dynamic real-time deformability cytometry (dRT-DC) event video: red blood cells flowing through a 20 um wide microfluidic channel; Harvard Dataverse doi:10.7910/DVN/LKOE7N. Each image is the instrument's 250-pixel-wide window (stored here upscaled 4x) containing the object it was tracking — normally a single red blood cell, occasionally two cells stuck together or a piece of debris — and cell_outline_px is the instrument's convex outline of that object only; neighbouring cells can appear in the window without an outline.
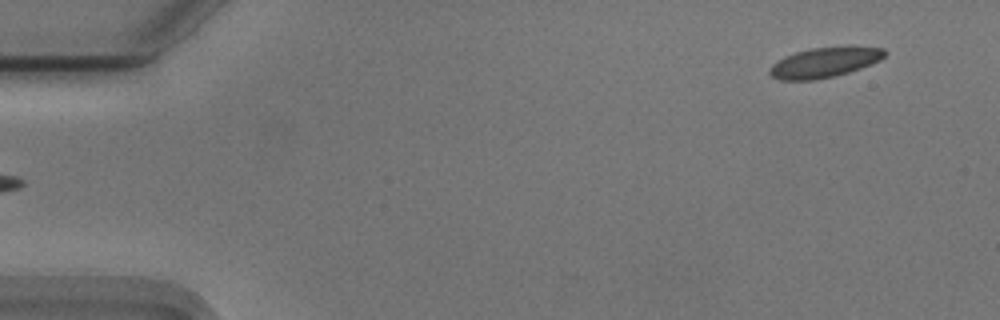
{"species": "Egyptian fruit bat (a non-hibernating species)", "species_latin": "Rousettus aegyptiacus", "temperature_condition": "cold", "stored_images_in_passage": 52, "camera_frame_rate_fps": 3000, "um_per_image_px": 0.085, "animal": {"sex": "male"}, "frame": {"image": 1, "passage_image": 1, "time_ms": 0.0, "image_size_px": [1000, 320], "cell_outline_px": [[888, 52], [880, 60], [872, 64], [848, 72], [816, 80], [780, 80], [772, 76], [768, 72], [768, 68], [772, 64], [796, 52], [812, 48], [884, 48]], "centroid_in_image_um": [70.05, 5.34], "position_along_channel_um": 15.0, "area_um2": 19.48}}
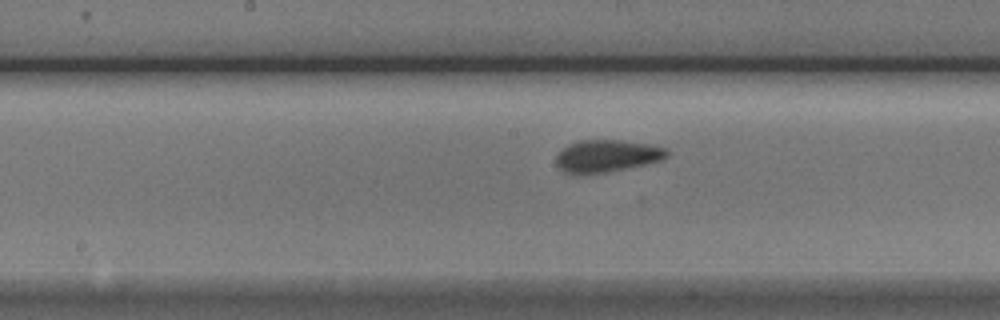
{"frame": {"image": 2, "passage_image": 25, "time_ms": 8.0, "image_size_px": [1000, 320], "cell_outline_px": [[668, 156], [660, 160], [644, 164], [608, 172], [576, 176], [572, 176], [564, 172], [556, 164], [556, 156], [568, 144], [580, 140], [616, 140], [648, 144], [668, 148]], "centroid_in_image_um": [51.53, 13.28], "position_along_channel_um": 196.7, "area_um2": 20.98}}
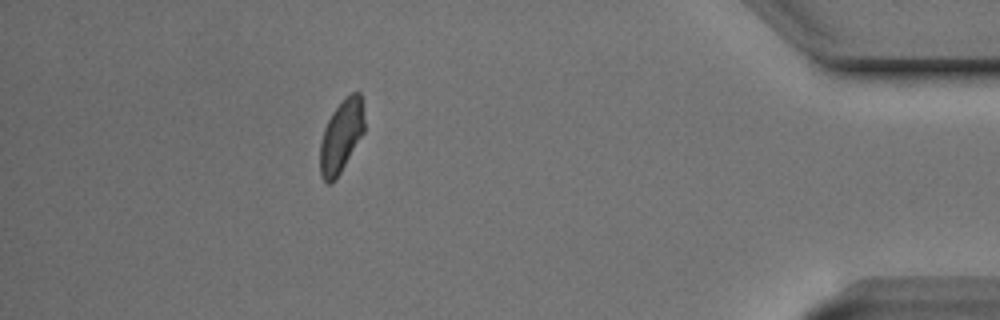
{"frame": {"image": 3, "passage_image": 46, "time_ms": 15.0, "image_size_px": [1000, 320], "cell_outline_px": [[364, 132], [340, 172], [328, 184], [320, 176], [320, 144], [324, 128], [332, 112], [352, 92], [360, 92], [364, 120]], "centroid_in_image_um": [28.99, 11.57], "position_along_channel_um": 406.2, "area_um2": 18.21}, "authors_computed_cell_mechanics": {"area_um2": 20.1433, "velocity_mm_per_s": 3.7074, "shape_relaxation_time_tau1_ms": 2.7264, "shape_relaxation_time_tau2_ms": 1.1337, "deformation_change_tau1": 0.0796, "deformation_change_tau2": 0.0623}}